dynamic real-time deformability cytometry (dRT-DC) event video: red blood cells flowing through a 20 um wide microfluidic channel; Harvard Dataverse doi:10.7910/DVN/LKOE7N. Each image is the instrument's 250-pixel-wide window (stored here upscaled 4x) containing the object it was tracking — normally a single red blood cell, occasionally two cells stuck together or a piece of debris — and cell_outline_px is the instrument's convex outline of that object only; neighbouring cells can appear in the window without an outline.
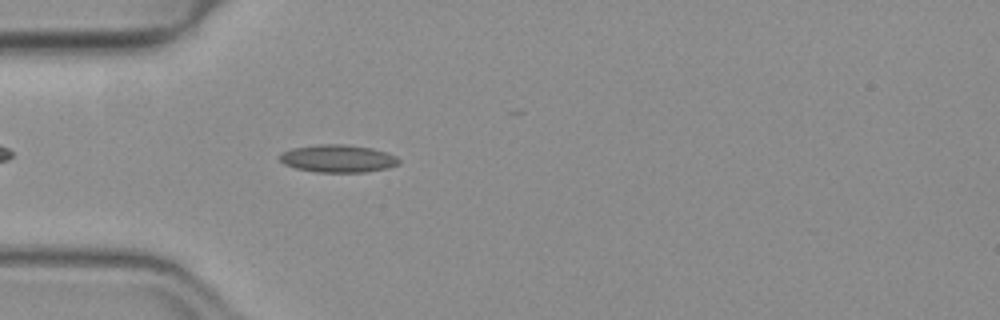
{"species": "common noctule bat (a hibernating species)", "species_latin": "Nyctalus noctula", "temperature_condition": "warm", "stored_images_in_passage": 29, "camera_frame_rate_fps": 3000, "um_per_image_px": 0.085, "animal": {"sex": "female", "body_mass_g": 19.3, "forearm_length_mm": 54.1}, "frame": {"image": 1, "passage_image": 5, "time_ms": 1.333, "image_size_px": [1000, 320], "cell_outline_px": [[400, 164], [388, 168], [364, 172], [316, 172], [296, 168], [284, 164], [280, 160], [280, 156], [284, 152], [292, 148], [320, 144], [344, 144], [372, 148], [396, 156], [400, 160]], "centroid_in_image_um": [28.75, 13.48], "position_along_channel_um": 56.3, "area_um2": 19.07}}
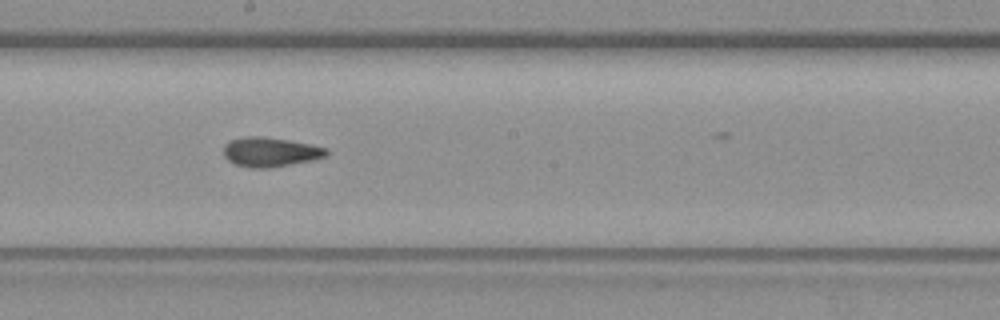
{"frame": {"image": 2, "passage_image": 18, "time_ms": 5.667, "image_size_px": [1000, 320], "cell_outline_px": [[328, 156], [312, 160], [272, 168], [248, 168], [236, 164], [228, 160], [224, 156], [224, 144], [228, 140], [244, 136], [260, 136], [288, 140], [328, 148]], "centroid_in_image_um": [22.96, 12.92], "position_along_channel_um": 225.2, "area_um2": 17.8}}
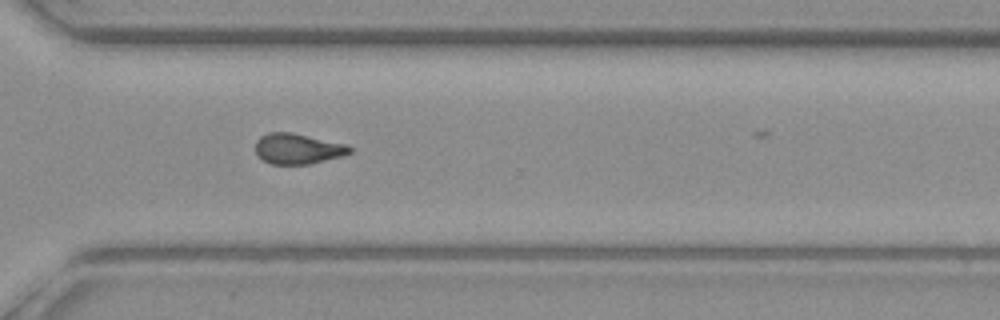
{"frame": {"image": 3, "passage_image": 27, "time_ms": 8.667, "image_size_px": [1000, 320], "cell_outline_px": [[352, 152], [344, 156], [308, 164], [272, 164], [264, 160], [256, 152], [256, 140], [260, 136], [268, 132], [292, 132], [348, 144], [352, 148]], "centroid_in_image_um": [25.35, 12.63], "position_along_channel_um": 345.2, "area_um2": 16.88}}